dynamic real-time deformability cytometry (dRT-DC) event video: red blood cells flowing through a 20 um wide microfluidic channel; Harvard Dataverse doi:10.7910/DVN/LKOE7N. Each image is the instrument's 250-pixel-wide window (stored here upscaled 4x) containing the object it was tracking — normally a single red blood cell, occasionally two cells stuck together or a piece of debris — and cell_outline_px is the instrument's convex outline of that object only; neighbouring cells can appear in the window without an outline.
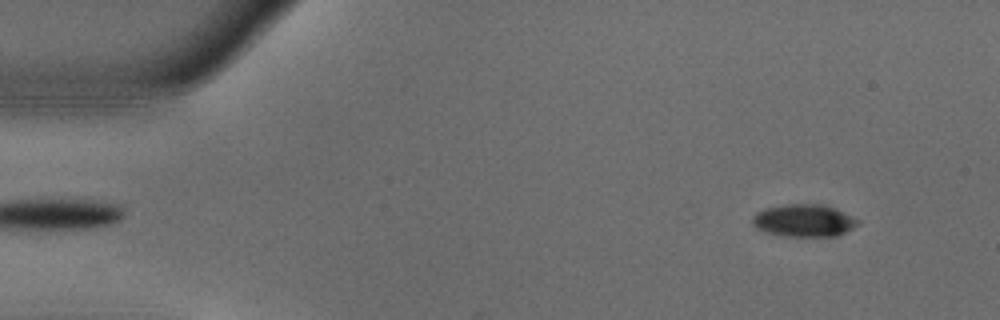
{"species": "common noctule bat (a hibernating species)", "species_latin": "Nyctalus noctula", "temperature_condition": "warm", "stored_images_in_passage": 52, "camera_frame_rate_fps": 3000, "um_per_image_px": 0.085, "animal": {"sex": "male", "body_mass_g": 18.8}, "frame": {"image": 1, "passage_image": 3, "time_ms": 0.667, "image_size_px": [1000, 320], "cell_outline_px": [[860, 224], [836, 236], [784, 236], [764, 232], [756, 228], [752, 224], [752, 216], [756, 212], [764, 208], [788, 204], [820, 204], [836, 208], [860, 220]], "centroid_in_image_um": [68.31, 18.74], "position_along_channel_um": 16.7, "area_um2": 20.06}}
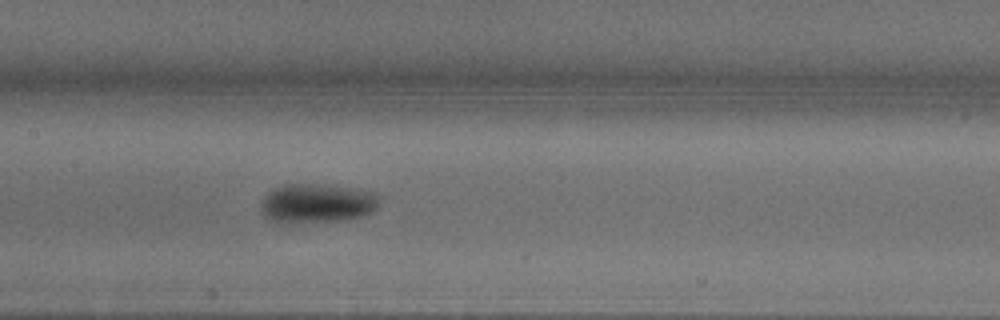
{"frame": {"image": 2, "passage_image": 24, "time_ms": 7.667, "image_size_px": [1000, 320], "cell_outline_px": [[376, 208], [372, 212], [364, 216], [344, 220], [292, 224], [272, 220], [264, 216], [260, 208], [260, 204], [264, 196], [268, 192], [284, 184], [316, 184], [348, 188], [376, 192]], "centroid_in_image_um": [26.89, 17.3], "position_along_channel_um": 180.5, "area_um2": 27.05}}
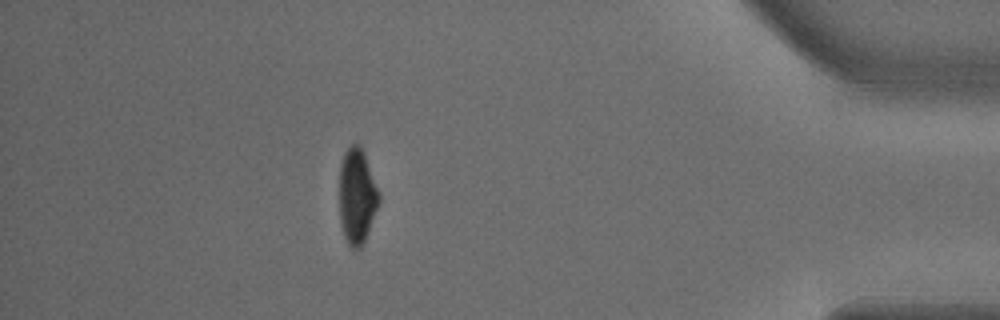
{"frame": {"image": 3, "passage_image": 46, "time_ms": 15.0, "image_size_px": [1000, 320], "cell_outline_px": [[380, 200], [368, 232], [360, 248], [352, 248], [348, 244], [344, 236], [340, 224], [340, 164], [344, 152], [356, 140], [360, 144], [364, 152], [380, 192]], "centroid_in_image_um": [30.35, 16.62], "position_along_channel_um": 404.9, "area_um2": 22.14}, "authors_computed_cell_mechanics": {"area_um2": 23.4957, "velocity_mm_per_s": 3.7113, "shape_relaxation_time_tau1_ms": 2.9219, "shape_relaxation_time_tau2_ms": null, "deformation_change_tau1": 0.1852, "deformation_change_tau2": null}}